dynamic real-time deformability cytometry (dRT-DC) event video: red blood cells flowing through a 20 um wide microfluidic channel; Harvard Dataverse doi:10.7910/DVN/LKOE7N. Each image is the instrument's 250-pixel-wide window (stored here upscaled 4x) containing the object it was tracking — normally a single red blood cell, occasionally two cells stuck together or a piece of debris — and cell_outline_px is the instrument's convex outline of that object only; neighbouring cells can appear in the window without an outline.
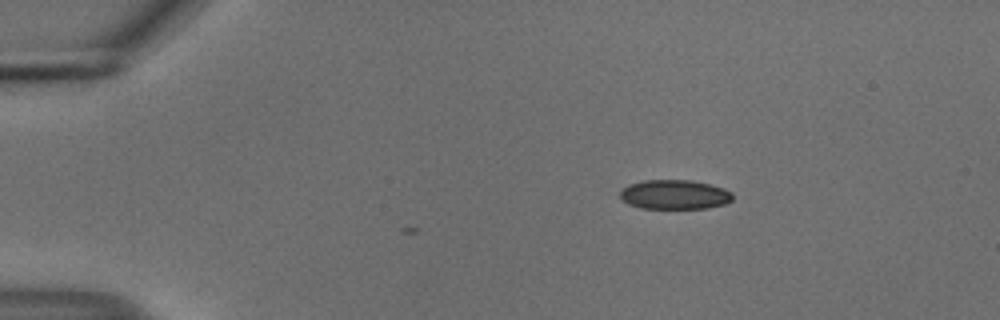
{"species": "common noctule bat (a hibernating species)", "species_latin": "Nyctalus noctula", "temperature_condition": "cold", "stored_images_in_passage": 2, "camera_frame_rate_fps": 3000, "um_per_image_px": 0.085, "animal": {"sex": "male", "body_mass_g": 18.8}, "frame": {"image": 1, "passage_image": 2, "time_ms": 0.333, "image_size_px": [1000, 320], "cell_outline_px": [[732, 200], [724, 204], [708, 208], [640, 208], [628, 204], [620, 196], [620, 192], [628, 184], [644, 180], [692, 180], [724, 188], [732, 192]], "centroid_in_image_um": [57.34, 16.53], "position_along_channel_um": 27.7, "area_um2": 19.25}}